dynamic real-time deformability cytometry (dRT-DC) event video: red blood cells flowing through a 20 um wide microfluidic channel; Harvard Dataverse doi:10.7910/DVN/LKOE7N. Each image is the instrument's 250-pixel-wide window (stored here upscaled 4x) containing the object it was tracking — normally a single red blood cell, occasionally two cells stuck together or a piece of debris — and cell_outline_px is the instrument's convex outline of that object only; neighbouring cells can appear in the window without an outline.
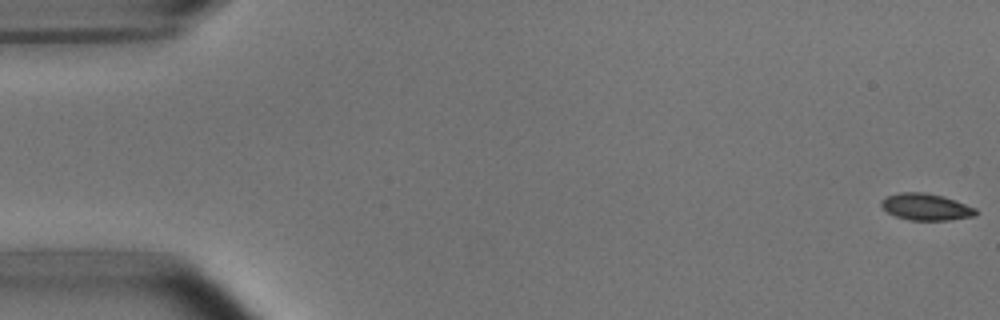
{"species": "common noctule bat (a hibernating species)", "species_latin": "Nyctalus noctula", "temperature_condition": "room temperature", "stored_images_in_passage": 53, "camera_frame_rate_fps": 3000, "um_per_image_px": 0.085, "animal": {"sex": "male", "body_mass_g": 15.6}, "frame": {"image": 1, "passage_image": 1, "time_ms": 0.0, "image_size_px": [1000, 320], "cell_outline_px": [[976, 216], [948, 220], [908, 220], [896, 216], [888, 212], [880, 204], [880, 200], [888, 196], [900, 192], [924, 192], [944, 196], [956, 200], [976, 208]], "centroid_in_image_um": [78.72, 17.58], "position_along_channel_um": 6.3, "area_um2": 14.74}}
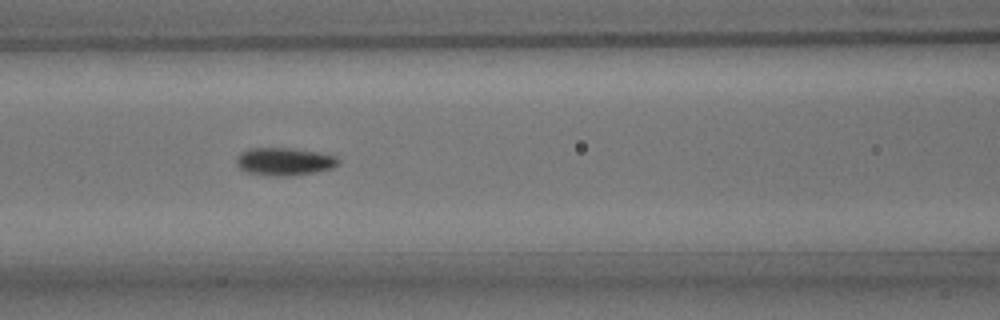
{"frame": {"image": 2, "passage_image": 23, "time_ms": 7.333, "image_size_px": [1000, 320], "cell_outline_px": [[340, 164], [332, 168], [316, 172], [288, 176], [272, 176], [248, 172], [240, 168], [236, 164], [236, 160], [240, 152], [248, 148], [288, 148], [316, 152], [336, 156], [340, 160]], "centroid_in_image_um": [24.17, 13.73], "position_along_channel_um": 142.4, "area_um2": 16.47}}
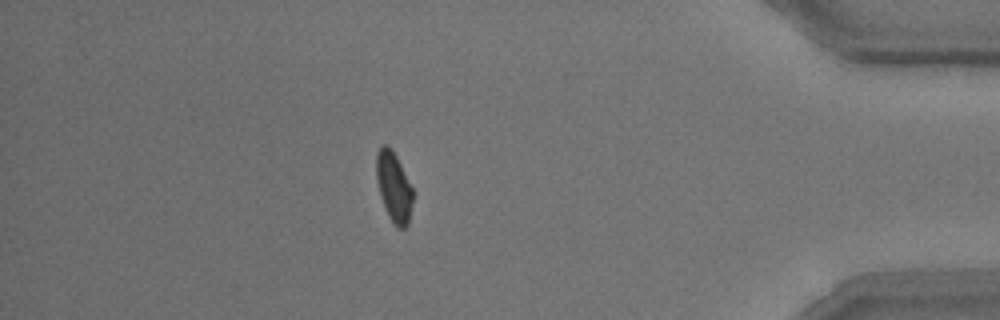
{"frame": {"image": 3, "passage_image": 47, "time_ms": 15.333, "image_size_px": [1000, 320], "cell_outline_px": [[416, 192], [408, 224], [404, 228], [396, 228], [388, 216], [380, 196], [376, 180], [376, 152], [384, 144], [388, 144], [392, 148]], "centroid_in_image_um": [33.5, 15.89], "position_along_channel_um": 401.7, "area_um2": 15.49}, "authors_computed_cell_mechanics": {"area_um2": 15.3748, "velocity_mm_per_s": 3.7678, "shape_relaxation_time_tau1_ms": 2.5016, "shape_relaxation_time_tau2_ms": 1.6799, "deformation_change_tau1": 0.0948, "deformation_change_tau2": 0.0536}}